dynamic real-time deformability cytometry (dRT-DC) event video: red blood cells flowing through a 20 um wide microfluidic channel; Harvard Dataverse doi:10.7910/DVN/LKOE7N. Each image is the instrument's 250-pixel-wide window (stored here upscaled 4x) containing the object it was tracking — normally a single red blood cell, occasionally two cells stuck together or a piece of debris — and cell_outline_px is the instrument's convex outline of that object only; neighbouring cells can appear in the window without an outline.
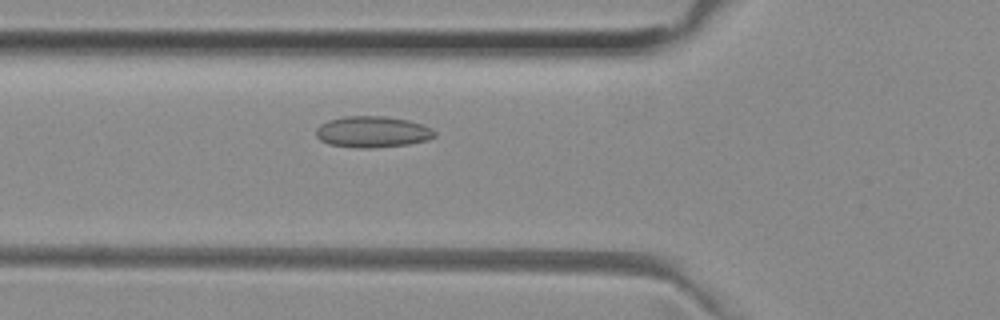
{"species": "common noctule bat (a hibernating species)", "species_latin": "Nyctalus noctula", "temperature_condition": "room temperature", "stored_images_in_passage": 43, "camera_frame_rate_fps": 3000, "um_per_image_px": 0.085, "animal": {"sex": "female", "body_mass_g": 29.2, "forearm_length_mm": 56.3}, "frame": {"image": 1, "passage_image": 9, "time_ms": 2.667, "image_size_px": [1000, 320], "cell_outline_px": [[436, 136], [428, 140], [408, 144], [372, 148], [356, 148], [328, 144], [320, 140], [316, 136], [316, 128], [320, 124], [328, 120], [344, 116], [384, 116], [408, 120], [424, 124], [432, 128], [436, 132]], "centroid_in_image_um": [31.67, 11.21], "position_along_channel_um": 94.1, "area_um2": 21.85}}
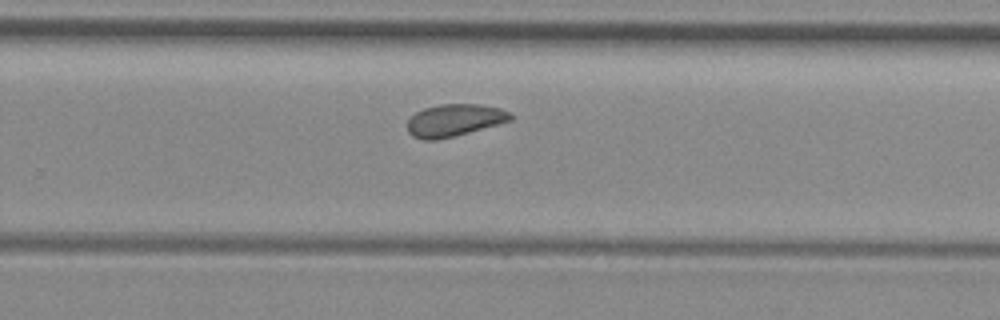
{"frame": {"image": 2, "passage_image": 24, "time_ms": 7.667, "image_size_px": [1000, 320], "cell_outline_px": [[516, 116], [512, 120], [456, 136], [436, 140], [424, 140], [412, 136], [408, 132], [408, 120], [416, 112], [424, 108], [440, 104], [480, 104], [500, 108]], "centroid_in_image_um": [38.64, 10.22], "position_along_channel_um": 291.2, "area_um2": 19.48}}
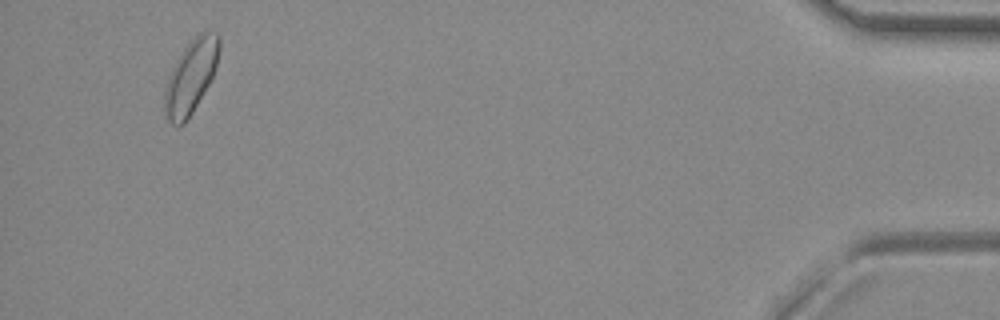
{"frame": {"image": 3, "passage_image": 40, "time_ms": 13.0, "image_size_px": [1000, 320], "cell_outline_px": [[220, 52], [216, 68], [208, 84], [192, 112], [184, 124], [176, 128], [168, 120], [164, 108], [164, 92], [172, 68], [184, 48], [200, 32], [216, 32], [220, 36]], "centroid_in_image_um": [16.23, 6.52], "position_along_channel_um": 419.0, "area_um2": 23.06}, "authors_computed_cell_mechanics": {"area_um2": 20.1144, "velocity_mm_per_s": 3.9436, "shape_relaxation_time_tau1_ms": null, "shape_relaxation_time_tau2_ms": 3.9499, "deformation_change_tau1": null, "deformation_change_tau2": 0.064}}